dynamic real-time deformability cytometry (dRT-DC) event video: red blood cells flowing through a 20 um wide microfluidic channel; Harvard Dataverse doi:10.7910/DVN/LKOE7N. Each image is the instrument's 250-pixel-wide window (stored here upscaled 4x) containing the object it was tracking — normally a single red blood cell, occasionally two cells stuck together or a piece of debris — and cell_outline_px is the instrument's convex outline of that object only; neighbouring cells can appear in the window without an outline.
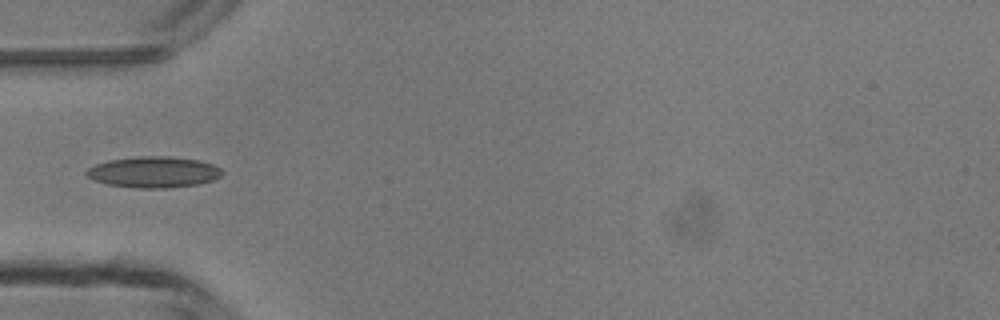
{"species": "common noctule bat (a hibernating species)", "species_latin": "Nyctalus noctula", "temperature_condition": "room temperature", "stored_images_in_passage": 5, "camera_frame_rate_fps": 3000, "um_per_image_px": 0.085, "animal": {"sex": "male", "body_mass_g": 13.3}, "frame": {"image": 1, "passage_image": 5, "time_ms": 4.667, "image_size_px": [1000, 320], "cell_outline_px": [[224, 172], [220, 176], [212, 180], [196, 184], [168, 188], [136, 188], [108, 184], [92, 180], [84, 172], [88, 168], [96, 164], [108, 160], [140, 156], [168, 156], [196, 160], [212, 164], [220, 168]], "centroid_in_image_um": [13.03, 14.63], "position_along_channel_um": 72.0, "area_um2": 24.45}}